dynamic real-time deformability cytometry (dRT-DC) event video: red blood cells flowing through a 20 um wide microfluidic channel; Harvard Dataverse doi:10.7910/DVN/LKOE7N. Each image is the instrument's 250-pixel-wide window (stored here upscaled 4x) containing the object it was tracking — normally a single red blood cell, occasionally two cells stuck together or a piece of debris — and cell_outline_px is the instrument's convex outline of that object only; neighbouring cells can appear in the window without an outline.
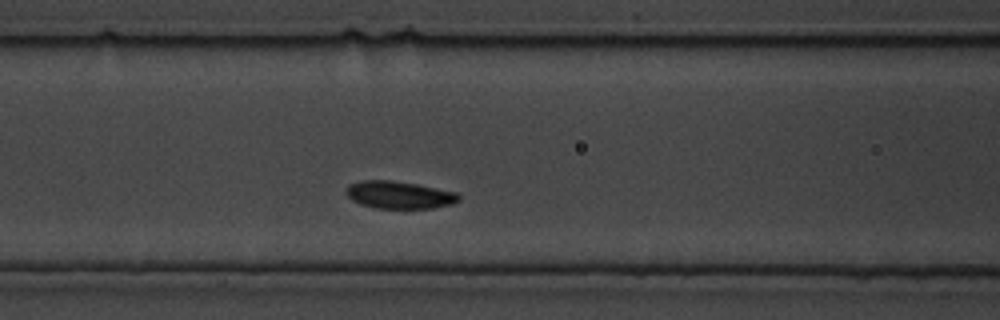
{"species": "common noctule bat (a hibernating species)", "species_latin": "Nyctalus noctula", "temperature_condition": "cold", "stored_images_in_passage": 13, "camera_frame_rate_fps": 3000, "um_per_image_px": 0.085, "animal": {"sex": "male", "body_mass_g": 19.5, "forearm_length_mm": 54.6}, "frame": {"image": 1, "passage_image": 4, "time_ms": 1.0, "image_size_px": [1000, 320], "cell_outline_px": [[460, 200], [452, 204], [432, 208], [376, 208], [360, 204], [352, 200], [344, 192], [348, 184], [360, 180], [392, 180], [416, 184], [456, 192], [460, 196]], "centroid_in_image_um": [33.9, 16.56], "position_along_channel_um": 132.7, "area_um2": 18.09}}
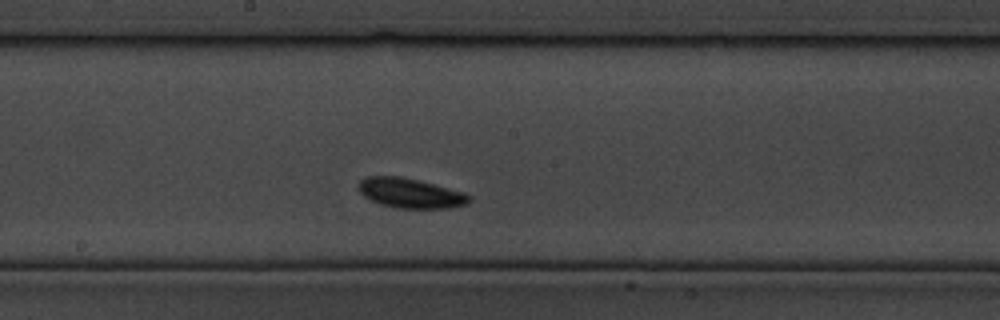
{"frame": {"image": 2, "passage_image": 8, "time_ms": 2.333, "image_size_px": [1000, 320], "cell_outline_px": [[472, 200], [468, 204], [448, 208], [396, 208], [380, 204], [364, 196], [360, 192], [360, 180], [364, 176], [400, 176], [420, 180], [464, 192], [472, 196]], "centroid_in_image_um": [34.93, 16.41], "position_along_channel_um": 213.3, "area_um2": 19.31}}
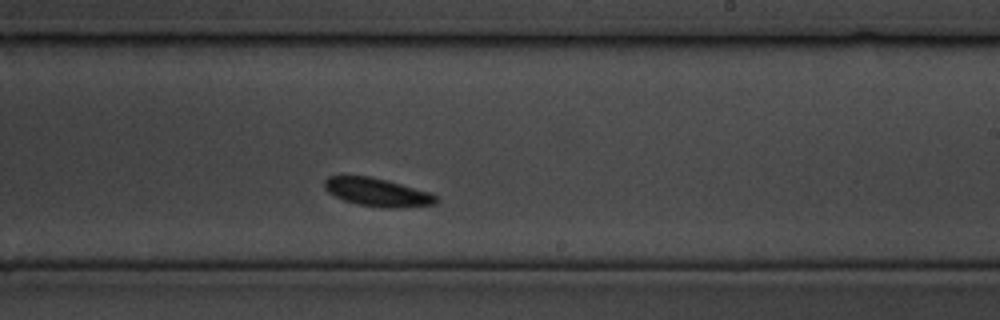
{"frame": {"image": 3, "passage_image": 10, "time_ms": 3.0, "image_size_px": [1000, 320], "cell_outline_px": [[440, 200], [436, 204], [404, 208], [380, 208], [360, 204], [344, 200], [328, 192], [324, 188], [324, 180], [328, 176], [368, 176], [432, 192]], "centroid_in_image_um": [32.12, 16.36], "position_along_channel_um": 256.9, "area_um2": 18.38}}